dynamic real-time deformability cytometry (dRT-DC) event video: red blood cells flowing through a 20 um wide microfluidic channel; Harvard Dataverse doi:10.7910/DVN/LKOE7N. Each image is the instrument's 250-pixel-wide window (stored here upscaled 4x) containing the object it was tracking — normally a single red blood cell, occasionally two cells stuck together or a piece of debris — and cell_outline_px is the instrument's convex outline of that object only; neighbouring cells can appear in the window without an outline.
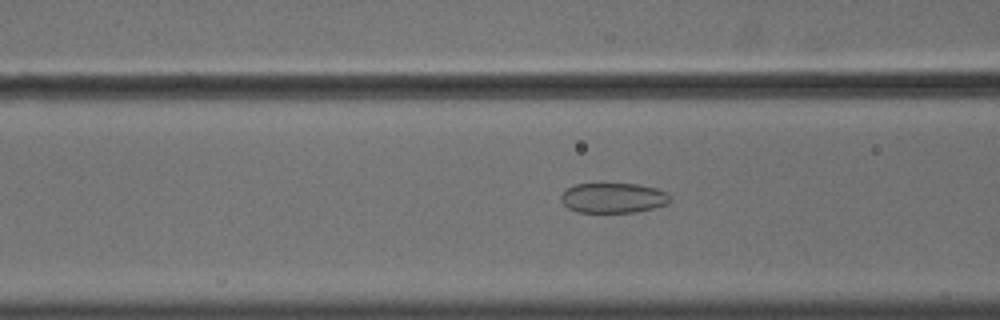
{"species": "common noctule bat (a hibernating species)", "species_latin": "Nyctalus noctula", "temperature_condition": "cold", "stored_images_in_passage": 53, "camera_frame_rate_fps": 3000, "um_per_image_px": 0.085, "animal": {"sex": "male", "body_mass_g": 18.8}, "frame": {"image": 1, "passage_image": 20, "time_ms": 6.333, "image_size_px": [1000, 320], "cell_outline_px": [[672, 200], [668, 204], [636, 212], [576, 212], [568, 208], [560, 200], [560, 196], [568, 188], [576, 184], [640, 184], [656, 188], [668, 192]], "centroid_in_image_um": [52.16, 16.82], "position_along_channel_um": 114.4, "area_um2": 19.19}}
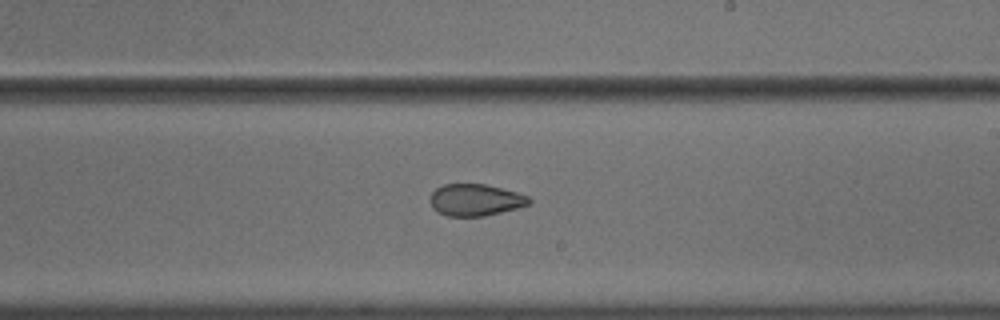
{"frame": {"image": 2, "passage_image": 31, "time_ms": 10.0, "image_size_px": [1000, 320], "cell_outline_px": [[532, 200], [528, 204], [516, 208], [484, 216], [448, 216], [432, 208], [428, 200], [432, 192], [436, 188], [444, 184], [484, 184], [516, 192], [528, 196]], "centroid_in_image_um": [40.36, 16.99], "position_along_channel_um": 248.6, "area_um2": 18.21}}
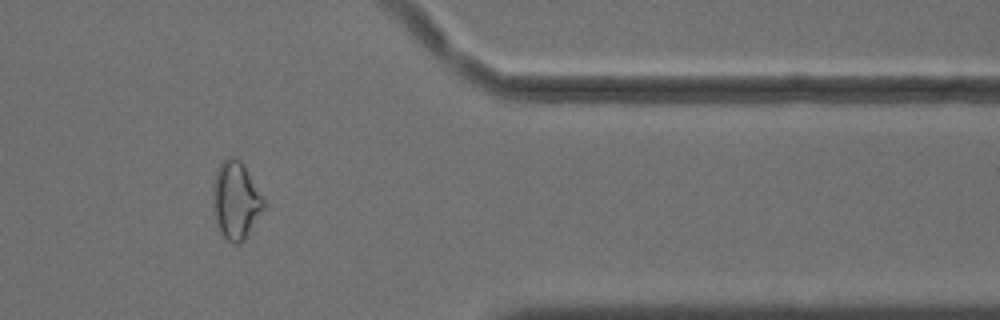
{"frame": {"image": 3, "passage_image": 44, "time_ms": 14.333, "image_size_px": [1000, 320], "cell_outline_px": [[264, 208], [244, 240], [240, 244], [232, 244], [224, 240], [216, 224], [212, 212], [212, 184], [216, 172], [220, 164], [228, 156], [232, 156], [240, 160], [244, 164], [264, 200]], "centroid_in_image_um": [19.99, 17.06], "position_along_channel_um": 391.4, "area_um2": 23.29}, "authors_computed_cell_mechanics": {"area_um2": 22.3108, "velocity_mm_per_s": 3.6502, "shape_relaxation_time_tau1_ms": null, "shape_relaxation_time_tau2_ms": 2.4066, "deformation_change_tau1": null, "deformation_change_tau2": 0.0812}}